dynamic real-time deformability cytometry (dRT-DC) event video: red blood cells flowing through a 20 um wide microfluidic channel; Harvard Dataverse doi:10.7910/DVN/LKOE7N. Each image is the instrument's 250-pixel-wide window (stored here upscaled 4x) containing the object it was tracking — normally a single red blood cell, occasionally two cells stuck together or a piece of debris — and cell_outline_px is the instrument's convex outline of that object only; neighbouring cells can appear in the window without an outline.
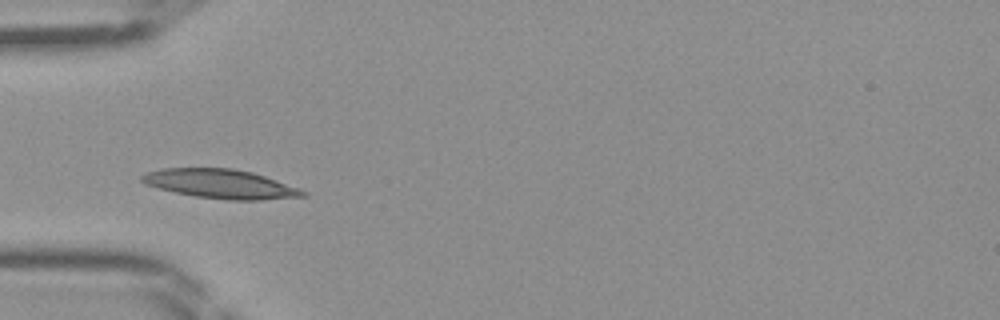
{"species": "Egyptian fruit bat (a non-hibernating species)", "species_latin": "Rousettus aegyptiacus", "temperature_condition": "room temperature", "stored_images_in_passage": 32, "camera_frame_rate_fps": 3000, "um_per_image_px": 0.085, "frame": {"image": 1, "passage_image": 1, "time_ms": 0.0, "image_size_px": [1000, 320], "cell_outline_px": [[308, 196], [260, 200], [228, 200], [196, 196], [176, 192], [144, 184], [140, 180], [140, 176], [148, 172], [160, 168], [232, 168], [252, 172], [300, 188], [308, 192]], "centroid_in_image_um": [18.77, 15.63], "position_along_channel_um": 66.2, "area_um2": 27.28}}
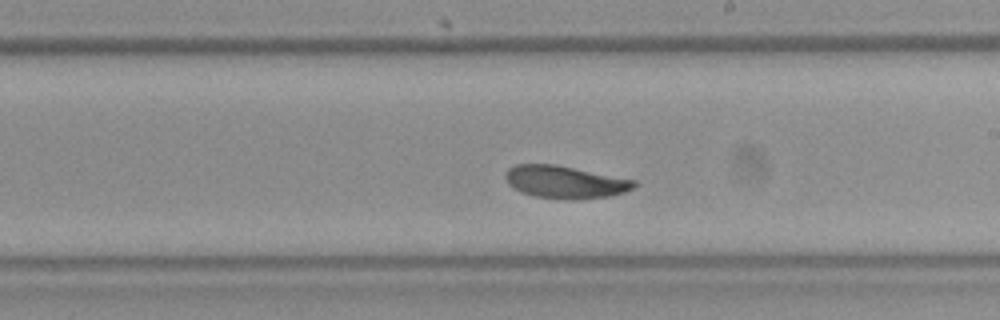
{"frame": {"image": 2, "passage_image": 13, "time_ms": 4.0, "image_size_px": [1000, 320], "cell_outline_px": [[636, 184], [632, 188], [624, 192], [608, 196], [536, 196], [520, 192], [512, 188], [508, 184], [504, 176], [504, 172], [508, 168], [516, 164], [556, 164], [636, 180]], "centroid_in_image_um": [47.95, 15.4], "position_along_channel_um": 241.0, "area_um2": 23.41}}
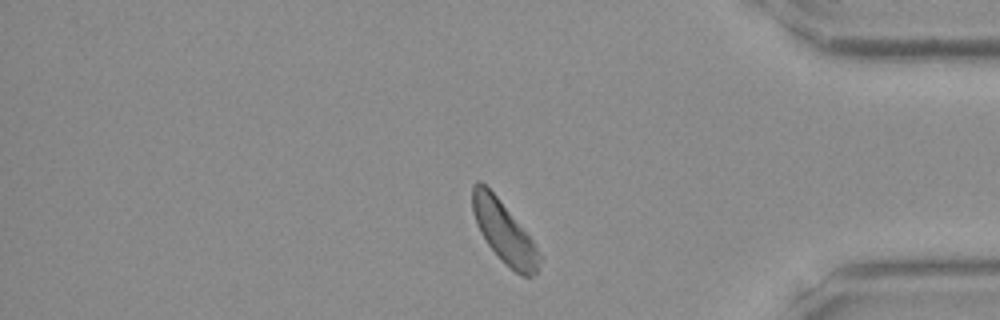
{"frame": {"image": 3, "passage_image": 25, "time_ms": 8.0, "image_size_px": [1000, 320], "cell_outline_px": [[540, 256], [536, 272], [532, 276], [520, 276], [500, 260], [488, 244], [480, 232], [476, 224], [472, 212], [472, 184], [476, 180], [480, 180], [496, 196], [532, 240]], "centroid_in_image_um": [42.79, 19.72], "position_along_channel_um": 392.4, "area_um2": 23.47}}